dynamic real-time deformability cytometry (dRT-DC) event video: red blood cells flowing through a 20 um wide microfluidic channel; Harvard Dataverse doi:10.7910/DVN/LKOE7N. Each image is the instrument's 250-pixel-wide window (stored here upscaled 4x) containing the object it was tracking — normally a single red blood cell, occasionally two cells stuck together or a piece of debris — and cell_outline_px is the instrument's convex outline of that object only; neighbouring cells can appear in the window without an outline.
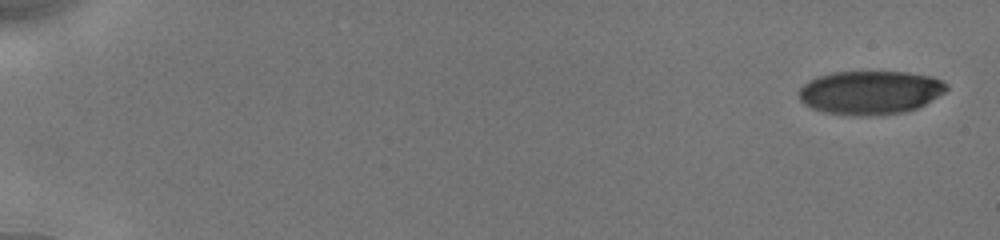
{"species": "human", "species_latin": "Homo sapiens", "temperature_condition": "cold", "stored_images_in_passage": 9, "camera_frame_rate_fps": 3000, "um_per_image_px": 0.085, "donor": {"sex": "male"}, "frame": {"image": 1, "passage_image": 1, "time_ms": 0.0, "image_size_px": [1000, 240], "cell_outline_px": [[948, 88], [944, 92], [924, 104], [916, 108], [904, 112], [868, 116], [860, 116], [824, 112], [812, 108], [804, 104], [800, 100], [796, 92], [808, 80], [832, 72], [908, 72], [932, 76], [948, 84]], "centroid_in_image_um": [73.94, 7.86], "position_along_channel_um": 11.1, "area_um2": 37.57}}
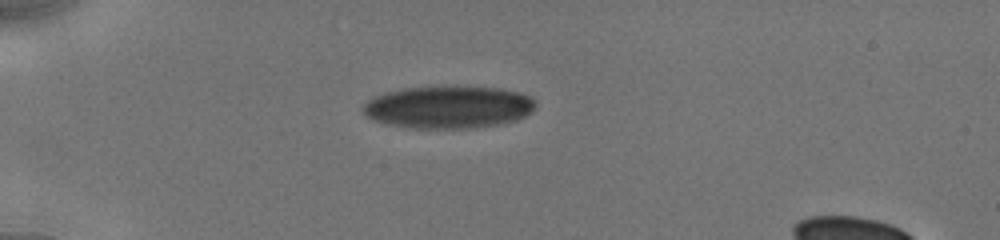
{"frame": {"image": 2, "passage_image": 8, "time_ms": 4.667, "image_size_px": [1000, 240], "cell_outline_px": [[536, 108], [524, 116], [516, 120], [500, 124], [468, 128], [412, 128], [392, 124], [376, 120], [368, 116], [364, 112], [364, 104], [368, 100], [384, 92], [400, 88], [500, 88], [520, 92], [536, 100]], "centroid_in_image_um": [38.16, 9.11], "position_along_channel_um": 46.8, "area_um2": 41.85}}